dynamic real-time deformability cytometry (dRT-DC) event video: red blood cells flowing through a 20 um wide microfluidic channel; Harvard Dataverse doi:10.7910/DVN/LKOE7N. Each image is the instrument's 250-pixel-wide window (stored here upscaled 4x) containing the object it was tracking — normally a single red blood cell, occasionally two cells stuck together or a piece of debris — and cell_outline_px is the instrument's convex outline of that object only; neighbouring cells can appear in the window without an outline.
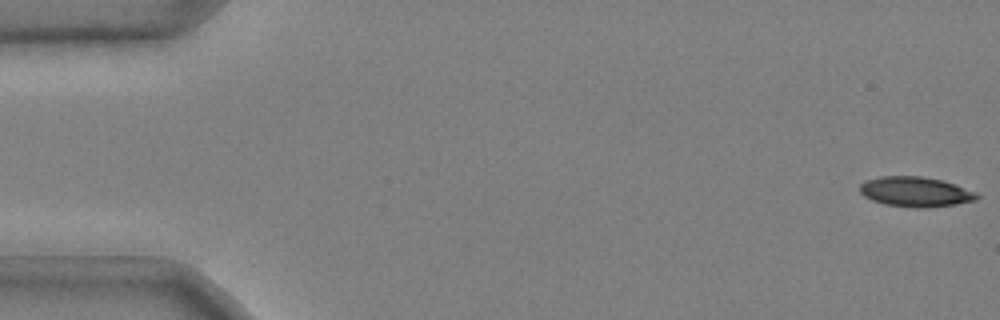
{"species": "common noctule bat (a hibernating species)", "species_latin": "Nyctalus noctula", "temperature_condition": "cold", "stored_images_in_passage": 14, "camera_frame_rate_fps": 3000, "um_per_image_px": 0.085, "animal": {"sex": "male", "body_mass_g": 20.4}, "frame": {"image": 1, "passage_image": 1, "time_ms": 0.0, "image_size_px": [1000, 320], "cell_outline_px": [[980, 196], [976, 200], [956, 204], [924, 208], [916, 208], [884, 204], [872, 200], [864, 196], [860, 192], [860, 184], [868, 180], [880, 176], [920, 176], [940, 180], [976, 192]], "centroid_in_image_um": [77.8, 16.31], "position_along_channel_um": 7.2, "area_um2": 20.23}}